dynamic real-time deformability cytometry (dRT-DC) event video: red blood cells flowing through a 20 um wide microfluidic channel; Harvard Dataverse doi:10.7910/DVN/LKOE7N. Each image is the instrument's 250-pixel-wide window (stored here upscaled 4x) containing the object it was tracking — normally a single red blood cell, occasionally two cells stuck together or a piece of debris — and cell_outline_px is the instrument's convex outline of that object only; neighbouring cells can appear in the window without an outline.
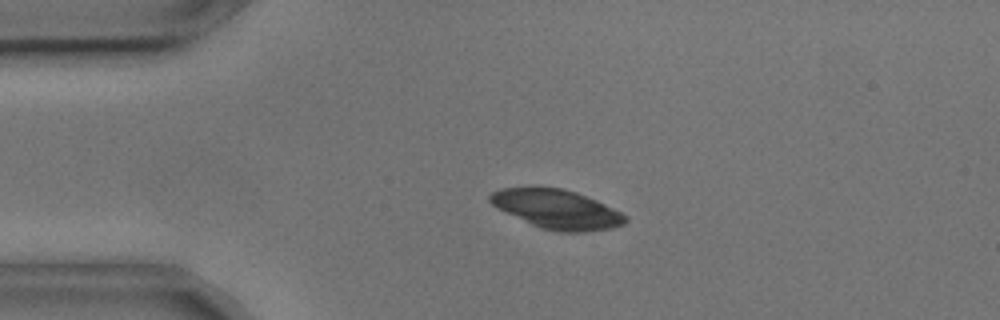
{"species": "common noctule bat (a hibernating species)", "species_latin": "Nyctalus noctula", "temperature_condition": "cold", "stored_images_in_passage": 4, "camera_frame_rate_fps": 3000, "um_per_image_px": 0.085, "animal": {"sex": "male", "body_mass_g": 17.9, "forearm_length_mm": 54.2}, "frame": {"image": 1, "passage_image": 3, "time_ms": 0.667, "image_size_px": [1000, 320], "cell_outline_px": [[628, 220], [624, 224], [612, 228], [584, 232], [560, 232], [540, 228], [496, 208], [488, 200], [488, 196], [492, 192], [504, 188], [564, 188], [576, 192], [596, 200], [628, 216]], "centroid_in_image_um": [47.34, 17.8], "position_along_channel_um": 37.7, "area_um2": 30.63}}